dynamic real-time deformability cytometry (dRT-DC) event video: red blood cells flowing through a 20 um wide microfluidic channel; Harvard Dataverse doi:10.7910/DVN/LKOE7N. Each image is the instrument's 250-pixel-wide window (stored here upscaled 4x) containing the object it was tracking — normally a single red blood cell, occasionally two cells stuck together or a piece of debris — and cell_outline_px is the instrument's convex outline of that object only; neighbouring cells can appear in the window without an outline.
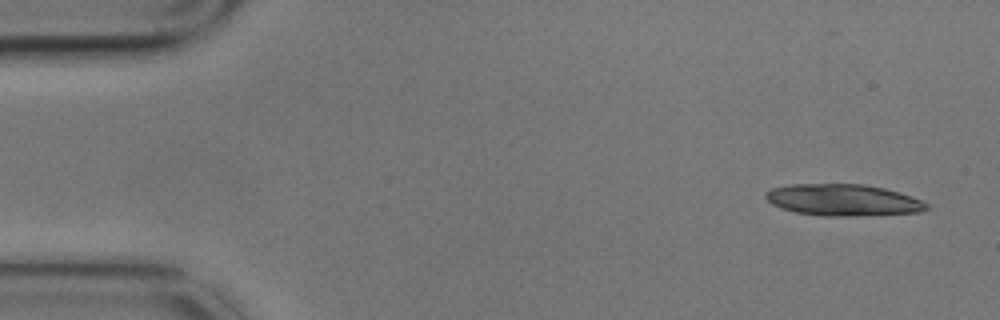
{"species": "common noctule bat (a hibernating species)", "species_latin": "Nyctalus noctula", "temperature_condition": "cold", "stored_images_in_passage": 4, "camera_frame_rate_fps": 3000, "um_per_image_px": 0.085, "animal": {"sex": "male", "body_mass_g": 17.9}, "frame": {"image": 1, "passage_image": 1, "time_ms": 0.0, "image_size_px": [1000, 320], "cell_outline_px": [[928, 208], [920, 212], [872, 216], [824, 216], [796, 212], [780, 208], [772, 204], [764, 196], [764, 192], [772, 188], [788, 184], [864, 184], [884, 188], [900, 192], [920, 200], [928, 204]], "centroid_in_image_um": [71.66, 17.01], "position_along_channel_um": 13.3, "area_um2": 29.94}}